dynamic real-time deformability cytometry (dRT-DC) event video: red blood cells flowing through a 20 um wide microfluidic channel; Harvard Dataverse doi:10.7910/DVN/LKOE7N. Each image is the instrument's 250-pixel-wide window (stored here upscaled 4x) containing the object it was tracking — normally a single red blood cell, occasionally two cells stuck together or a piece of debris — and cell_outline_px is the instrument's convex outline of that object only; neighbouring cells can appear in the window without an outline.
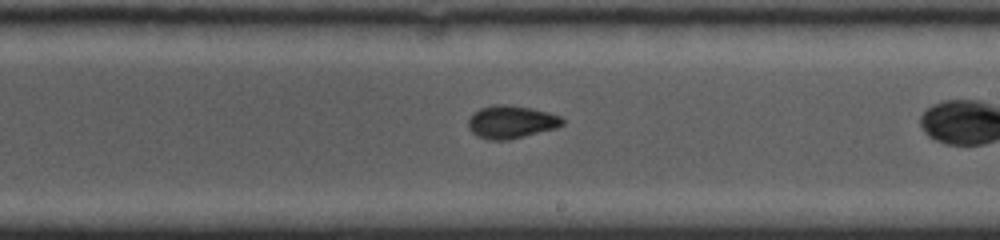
{"species": "common noctule bat (a hibernating species)", "species_latin": "Nyctalus noctula", "temperature_condition": "cold", "stored_images_in_passage": 25, "camera_frame_rate_fps": 5000, "um_per_image_px": 0.085, "animal": {"sex": "female", "body_mass_g": 19.0, "forearm_length_mm": 53.3}, "frame": {"image": 1, "passage_image": 15, "time_ms": 5.8, "image_size_px": [1000, 240], "cell_outline_px": [[564, 124], [556, 128], [508, 140], [488, 140], [476, 136], [468, 128], [468, 120], [480, 108], [492, 104], [508, 104], [532, 108], [548, 112], [560, 116], [564, 120]], "centroid_in_image_um": [43.45, 10.36], "position_along_channel_um": 245.6, "area_um2": 18.09}}
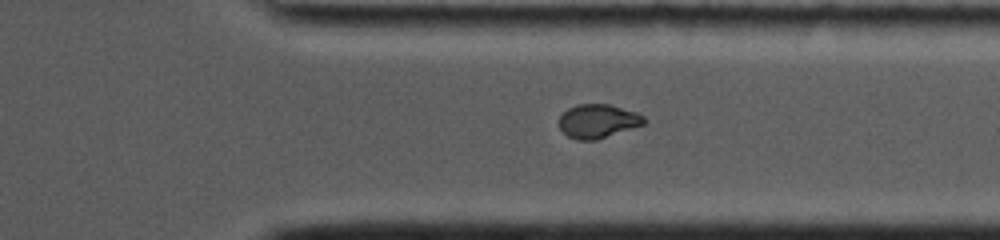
{"frame": {"image": 2, "passage_image": 22, "time_ms": 8.8, "image_size_px": [1000, 240], "cell_outline_px": [[648, 120], [644, 124], [596, 140], [576, 140], [568, 136], [556, 124], [560, 116], [568, 108], [576, 104], [608, 104], [636, 112], [644, 116]], "centroid_in_image_um": [50.8, 10.29], "position_along_channel_um": 360.6, "area_um2": 16.82}}